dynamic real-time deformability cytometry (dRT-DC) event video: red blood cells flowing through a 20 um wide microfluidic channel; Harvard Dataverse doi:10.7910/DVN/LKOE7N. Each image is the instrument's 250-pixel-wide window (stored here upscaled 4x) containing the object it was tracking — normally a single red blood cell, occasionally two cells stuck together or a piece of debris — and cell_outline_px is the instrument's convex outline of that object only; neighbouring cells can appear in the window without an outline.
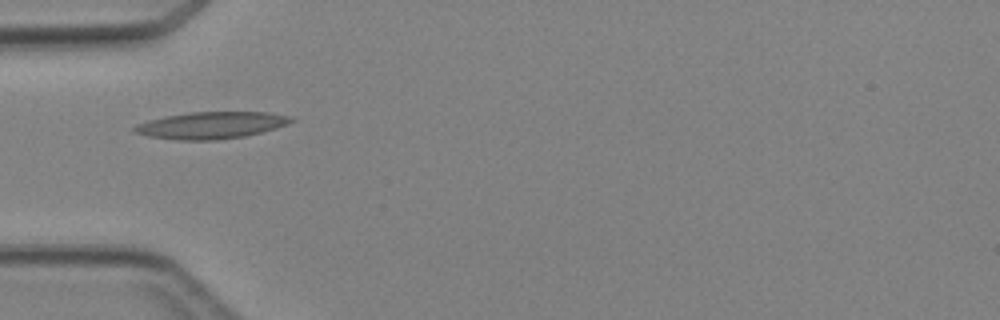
{"species": "Egyptian fruit bat (a non-hibernating species)", "species_latin": "Rousettus aegyptiacus", "temperature_condition": "cold", "stored_images_in_passage": 5, "camera_frame_rate_fps": 3000, "um_per_image_px": 0.085, "animal": {"sex": "female"}, "frame": {"image": 1, "passage_image": 4, "time_ms": 4.333, "image_size_px": [1000, 320], "cell_outline_px": [[296, 120], [288, 124], [276, 128], [244, 136], [216, 140], [176, 140], [148, 136], [132, 132], [132, 128], [136, 124], [148, 120], [164, 116], [188, 112], [268, 112], [292, 116]], "centroid_in_image_um": [17.93, 10.64], "position_along_channel_um": 67.1, "area_um2": 24.74}}
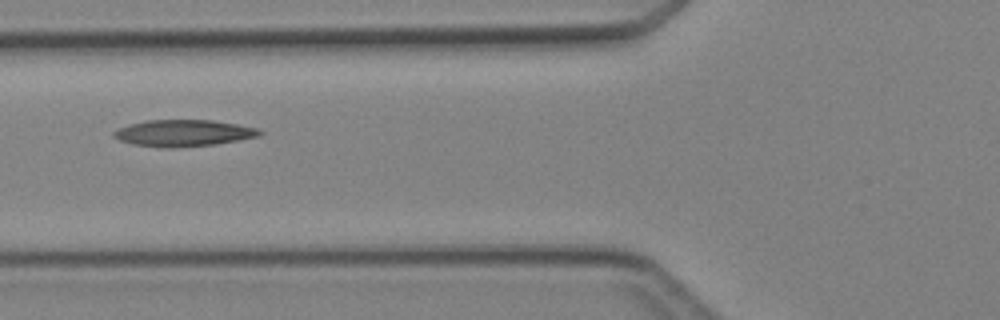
{"frame": {"image": 2, "passage_image": 5, "time_ms": 5.333, "image_size_px": [1000, 320], "cell_outline_px": [[264, 132], [256, 136], [216, 144], [168, 148], [160, 148], [132, 144], [120, 140], [112, 136], [112, 132], [128, 124], [144, 120], [212, 120], [236, 124], [256, 128]], "centroid_in_image_um": [15.52, 11.31], "position_along_channel_um": 110.3, "area_um2": 22.48}}